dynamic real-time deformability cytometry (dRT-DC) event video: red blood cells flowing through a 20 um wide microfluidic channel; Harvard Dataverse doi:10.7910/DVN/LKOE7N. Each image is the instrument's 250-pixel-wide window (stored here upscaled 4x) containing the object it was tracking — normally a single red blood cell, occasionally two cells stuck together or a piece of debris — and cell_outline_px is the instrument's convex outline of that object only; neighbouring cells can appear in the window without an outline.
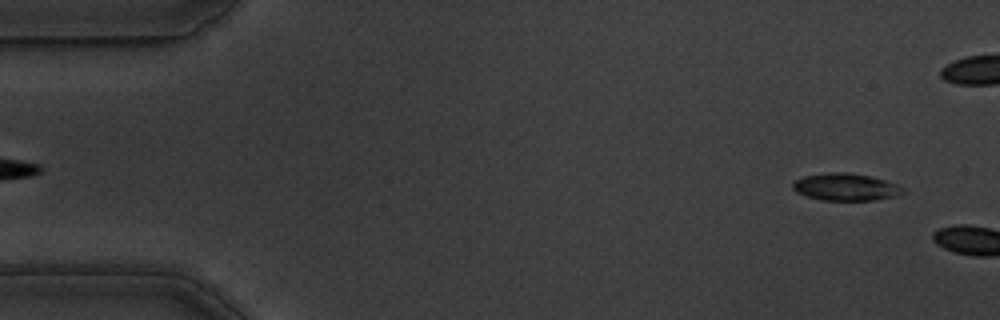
{"species": "common noctule bat (a hibernating species)", "species_latin": "Nyctalus noctula", "temperature_condition": "warm", "stored_images_in_passage": 6, "camera_frame_rate_fps": 3000, "um_per_image_px": 0.085, "animal": {"sex": "male", "body_mass_g": 19.5, "forearm_length_mm": 54.6}, "frame": {"image": 1, "passage_image": 3, "time_ms": 0.667, "image_size_px": [1000, 320], "cell_outline_px": [[904, 192], [896, 196], [876, 200], [820, 200], [796, 192], [792, 188], [792, 180], [804, 176], [828, 172], [848, 172], [868, 176], [884, 180], [896, 184], [904, 188]], "centroid_in_image_um": [71.85, 15.89], "position_along_channel_um": 13.2, "area_um2": 17.51}}